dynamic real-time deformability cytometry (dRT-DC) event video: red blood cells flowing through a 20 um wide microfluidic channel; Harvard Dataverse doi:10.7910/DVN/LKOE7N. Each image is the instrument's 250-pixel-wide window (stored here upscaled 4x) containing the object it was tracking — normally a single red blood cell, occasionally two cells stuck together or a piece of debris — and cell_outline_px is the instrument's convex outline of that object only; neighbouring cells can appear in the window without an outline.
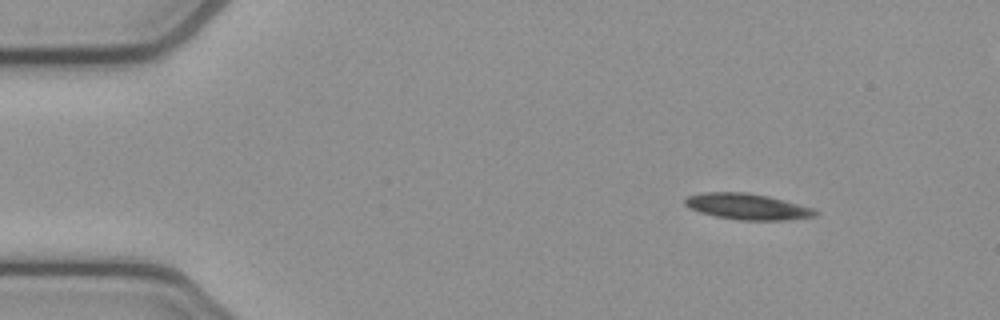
{"species": "common noctule bat (a hibernating species)", "species_latin": "Nyctalus noctula", "temperature_condition": "cold", "stored_images_in_passage": 48, "camera_frame_rate_fps": 3000, "um_per_image_px": 0.085, "animal": {"sex": "female", "body_mass_g": 21.9}, "frame": {"image": 1, "passage_image": 1, "time_ms": 0.0, "image_size_px": [1000, 320], "cell_outline_px": [[820, 212], [816, 216], [784, 220], [740, 220], [716, 216], [700, 212], [688, 208], [684, 204], [684, 200], [688, 196], [704, 192], [748, 192], [768, 196], [816, 208]], "centroid_in_image_um": [63.56, 17.55], "position_along_channel_um": 21.4, "area_um2": 19.88}}
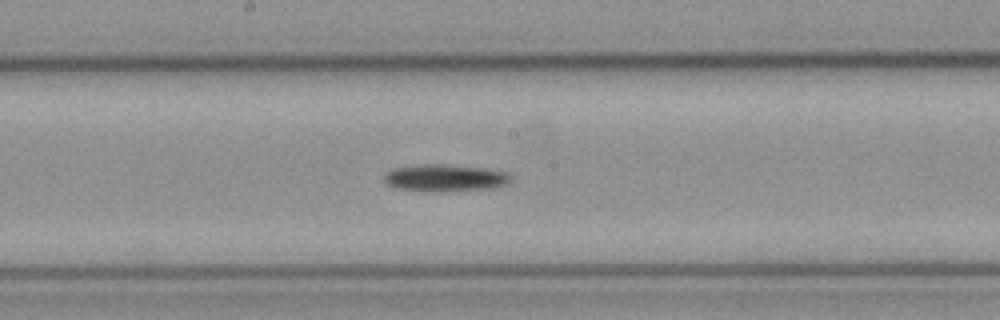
{"frame": {"image": 2, "passage_image": 22, "time_ms": 7.0, "image_size_px": [1000, 320], "cell_outline_px": [[512, 180], [508, 184], [500, 188], [440, 192], [428, 192], [396, 188], [388, 184], [384, 180], [384, 172], [392, 168], [424, 164], [444, 164], [484, 168], [508, 172], [512, 176]], "centroid_in_image_um": [37.88, 15.14], "position_along_channel_um": 210.3, "area_um2": 20.58}}
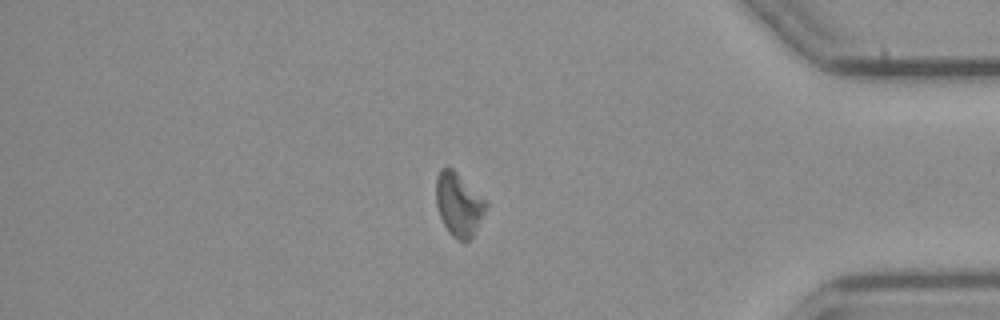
{"frame": {"image": 3, "passage_image": 39, "time_ms": 12.667, "image_size_px": [1000, 320], "cell_outline_px": [[488, 208], [472, 236], [468, 240], [456, 240], [448, 232], [440, 216], [436, 204], [436, 176], [440, 168], [452, 168], [488, 200]], "centroid_in_image_um": [39.01, 17.36], "position_along_channel_um": 396.2, "area_um2": 18.61}}